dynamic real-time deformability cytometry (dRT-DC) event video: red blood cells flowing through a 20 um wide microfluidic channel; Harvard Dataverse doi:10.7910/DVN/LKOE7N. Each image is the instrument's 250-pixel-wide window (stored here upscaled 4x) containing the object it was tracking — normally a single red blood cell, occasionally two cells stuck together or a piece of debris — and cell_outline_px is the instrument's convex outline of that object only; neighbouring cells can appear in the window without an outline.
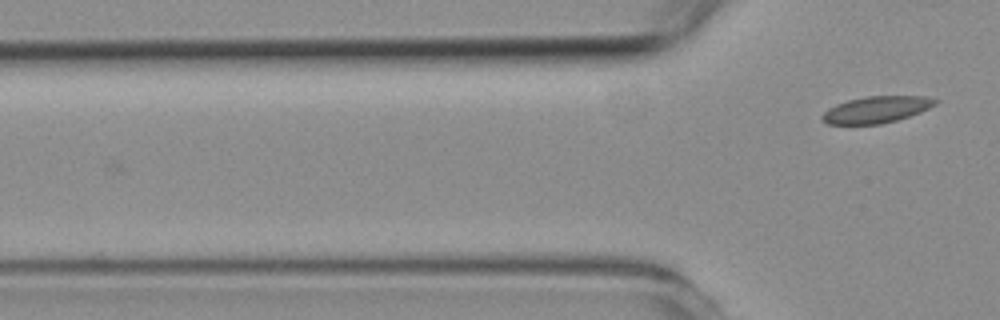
{"species": "common noctule bat (a hibernating species)", "species_latin": "Nyctalus noctula", "temperature_condition": "room temperature", "stored_images_in_passage": 4, "camera_frame_rate_fps": 3000, "um_per_image_px": 0.085, "animal": {"sex": "female", "body_mass_g": 19.3, "forearm_length_mm": 54.1}, "frame": {"image": 1, "passage_image": 4, "time_ms": 3.667, "image_size_px": [1000, 320], "cell_outline_px": [[940, 100], [936, 104], [920, 112], [896, 120], [880, 124], [828, 124], [820, 116], [828, 108], [836, 104], [848, 100], [864, 96], [924, 96]], "centroid_in_image_um": [74.49, 9.3], "position_along_channel_um": 51.3, "area_um2": 17.46}}